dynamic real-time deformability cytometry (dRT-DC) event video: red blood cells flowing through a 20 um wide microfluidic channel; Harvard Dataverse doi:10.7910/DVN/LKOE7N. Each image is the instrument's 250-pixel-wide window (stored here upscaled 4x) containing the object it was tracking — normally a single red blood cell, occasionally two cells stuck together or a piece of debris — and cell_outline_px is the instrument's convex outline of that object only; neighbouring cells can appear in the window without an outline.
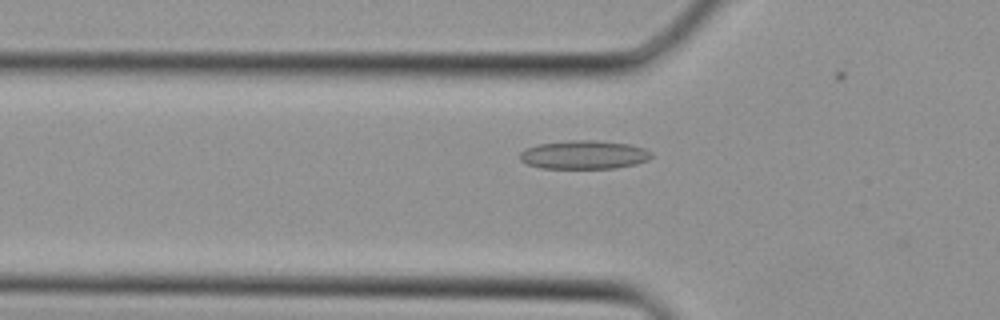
{"species": "Egyptian fruit bat (a non-hibernating species)", "species_latin": "Rousettus aegyptiacus", "temperature_condition": "cold", "stored_images_in_passage": 20, "camera_frame_rate_fps": 3000, "um_per_image_px": 0.085, "animal": {"sex": "female"}, "frame": {"image": 1, "passage_image": 3, "time_ms": 0.667, "image_size_px": [1000, 320], "cell_outline_px": [[652, 156], [648, 160], [636, 164], [616, 168], [540, 168], [528, 164], [520, 160], [520, 152], [524, 148], [536, 144], [572, 140], [596, 140], [628, 144], [644, 148], [652, 152]], "centroid_in_image_um": [49.63, 13.15], "position_along_channel_um": 76.2, "area_um2": 22.02}}
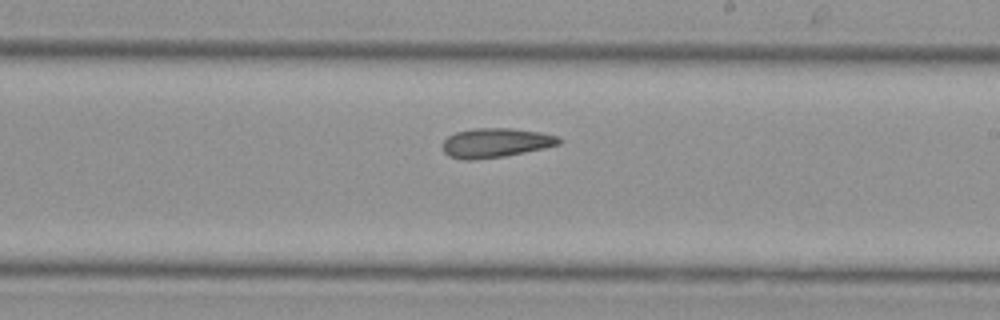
{"frame": {"image": 2, "passage_image": 12, "time_ms": 3.667, "image_size_px": [1000, 320], "cell_outline_px": [[560, 144], [544, 148], [504, 156], [472, 160], [464, 160], [448, 156], [444, 152], [444, 140], [448, 136], [456, 132], [472, 128], [512, 128], [540, 132], [556, 136], [560, 140]], "centroid_in_image_um": [42.1, 12.13], "position_along_channel_um": 246.9, "area_um2": 19.77}}
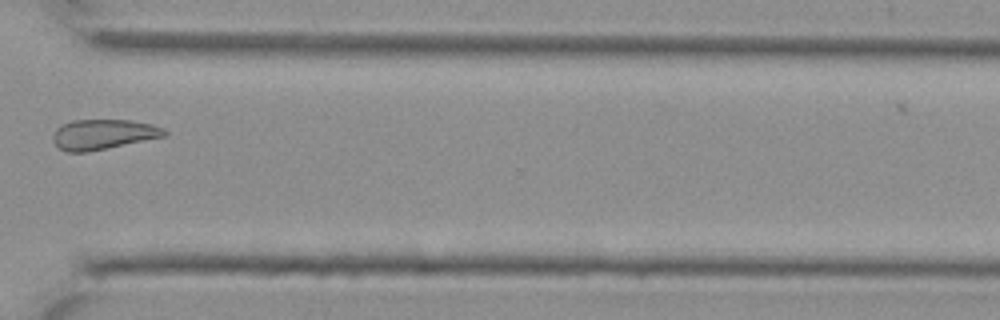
{"frame": {"image": 3, "passage_image": 18, "time_ms": 5.667, "image_size_px": [1000, 320], "cell_outline_px": [[168, 132], [164, 136], [88, 152], [64, 152], [52, 140], [52, 136], [56, 128], [60, 124], [72, 120], [132, 120], [152, 124], [164, 128]], "centroid_in_image_um": [8.73, 11.41], "position_along_channel_um": 361.9, "area_um2": 19.59}}